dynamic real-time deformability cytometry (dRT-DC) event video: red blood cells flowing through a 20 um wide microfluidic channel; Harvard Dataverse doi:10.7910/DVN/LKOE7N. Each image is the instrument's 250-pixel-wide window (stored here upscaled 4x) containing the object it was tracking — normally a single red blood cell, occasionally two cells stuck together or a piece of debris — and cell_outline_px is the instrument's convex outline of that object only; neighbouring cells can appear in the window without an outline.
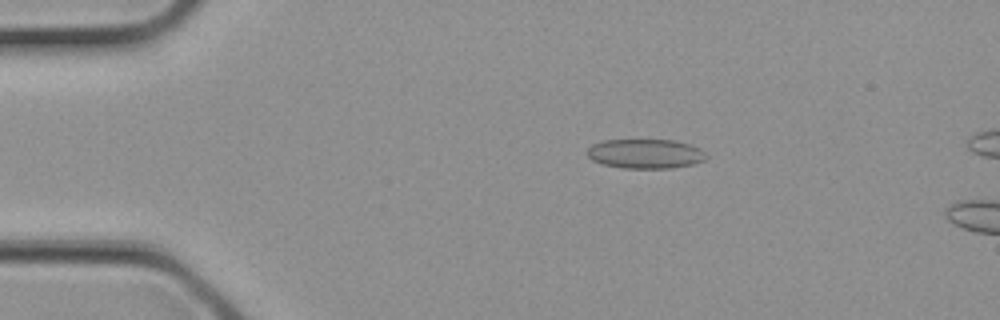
{"species": "common noctule bat (a hibernating species)", "species_latin": "Nyctalus noctula", "temperature_condition": "cold", "stored_images_in_passage": 3, "camera_frame_rate_fps": 3000, "um_per_image_px": 0.085, "animal": {"sex": "female", "body_mass_g": 21.9}, "frame": {"image": 1, "passage_image": 2, "time_ms": 0.333, "image_size_px": [1000, 320], "cell_outline_px": [[708, 156], [704, 160], [692, 164], [672, 168], [620, 168], [604, 164], [592, 160], [588, 156], [588, 148], [592, 144], [604, 140], [676, 140], [700, 148]], "centroid_in_image_um": [54.86, 13.07], "position_along_channel_um": 30.1, "area_um2": 20.4}}